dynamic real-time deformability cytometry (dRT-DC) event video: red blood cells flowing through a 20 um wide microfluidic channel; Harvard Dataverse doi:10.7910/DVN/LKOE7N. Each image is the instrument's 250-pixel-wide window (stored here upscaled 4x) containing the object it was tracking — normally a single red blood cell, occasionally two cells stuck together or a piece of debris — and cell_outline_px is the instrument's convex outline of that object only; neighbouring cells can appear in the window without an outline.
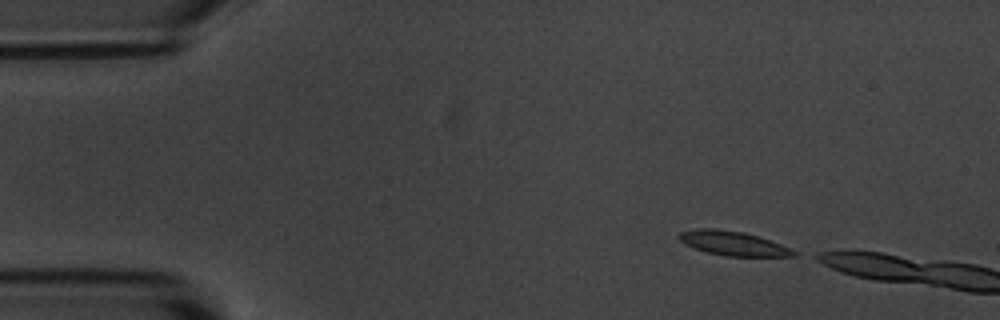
{"species": "common noctule bat (a hibernating species)", "species_latin": "Nyctalus noctula", "temperature_condition": "room temperature", "stored_images_in_passage": 2, "camera_frame_rate_fps": 3000, "um_per_image_px": 0.085, "animal": {"sex": "male", "body_mass_g": 20.1, "forearm_length_mm": 53.5}, "frame": {"image": 1, "passage_image": 1, "time_ms": 0.0, "image_size_px": [1000, 320], "cell_outline_px": [[800, 256], [724, 256], [704, 252], [692, 248], [684, 244], [676, 236], [680, 232], [700, 228], [716, 228], [744, 232], [780, 244], [800, 252]], "centroid_in_image_um": [62.29, 20.69], "position_along_channel_um": 22.7, "area_um2": 16.42}}